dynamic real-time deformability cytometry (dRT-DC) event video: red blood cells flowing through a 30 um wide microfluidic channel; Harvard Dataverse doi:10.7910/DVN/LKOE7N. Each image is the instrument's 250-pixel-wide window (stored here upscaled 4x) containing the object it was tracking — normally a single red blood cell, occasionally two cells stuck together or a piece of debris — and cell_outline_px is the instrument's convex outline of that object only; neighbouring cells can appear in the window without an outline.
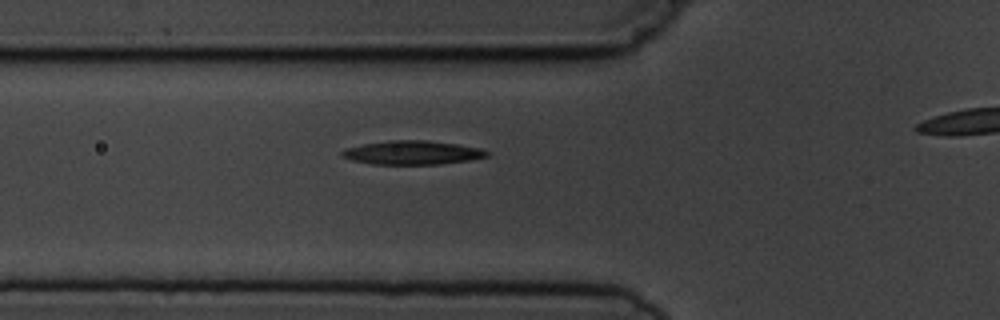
{"species": "common noctule bat (a hibernating species)", "species_latin": "Nyctalus noctula", "temperature_condition": "cold", "stored_images_in_passage": 5, "camera_frame_rate_fps": 3000, "um_per_image_px": 0.085, "animal": {"sex": "male", "body_mass_g": 19.5, "forearm_length_mm": 54.6}, "frame": {"image": 1, "passage_image": 5, "time_ms": 4.667, "image_size_px": [1000, 320], "cell_outline_px": [[488, 156], [468, 160], [440, 164], [372, 164], [352, 160], [340, 156], [340, 152], [344, 148], [364, 144], [388, 140], [428, 140], [456, 144], [480, 148], [488, 152]], "centroid_in_image_um": [35.0, 12.97], "position_along_channel_um": 90.8, "area_um2": 20.06}}